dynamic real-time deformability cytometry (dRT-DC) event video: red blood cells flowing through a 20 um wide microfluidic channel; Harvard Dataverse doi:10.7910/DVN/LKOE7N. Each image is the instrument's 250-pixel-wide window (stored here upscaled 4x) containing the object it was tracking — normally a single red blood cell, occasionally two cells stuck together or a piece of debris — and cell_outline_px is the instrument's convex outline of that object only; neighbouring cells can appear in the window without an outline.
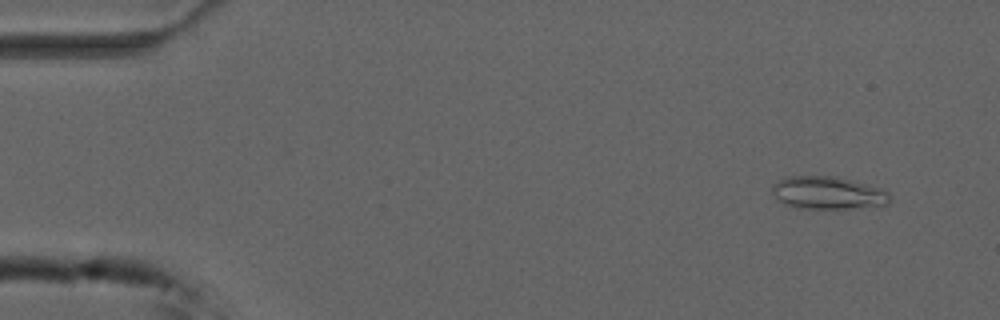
{"species": "common noctule bat (a hibernating species)", "species_latin": "Nyctalus noctula", "temperature_condition": "cold", "stored_images_in_passage": 54, "camera_frame_rate_fps": 3000, "um_per_image_px": 0.085, "animal": {"sex": "male", "forearm_length_mm": 52.5}, "frame": {"image": 1, "passage_image": 4, "time_ms": 1.0, "image_size_px": [1000, 320], "cell_outline_px": [[892, 200], [888, 204], [848, 208], [796, 208], [784, 204], [772, 192], [772, 184], [788, 176], [836, 176], [880, 188], [888, 192]], "centroid_in_image_um": [70.36, 16.39], "position_along_channel_um": 14.6, "area_um2": 22.2}}
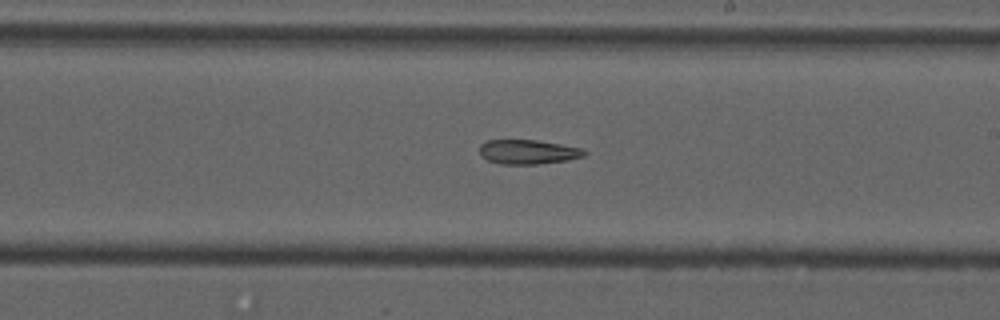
{"frame": {"image": 2, "passage_image": 31, "time_ms": 10.0, "image_size_px": [1000, 320], "cell_outline_px": [[588, 152], [584, 156], [568, 160], [536, 164], [500, 164], [488, 160], [480, 156], [480, 144], [488, 140], [536, 140], [560, 144], [580, 148]], "centroid_in_image_um": [44.86, 12.91], "position_along_channel_um": 244.1, "area_um2": 14.85}}
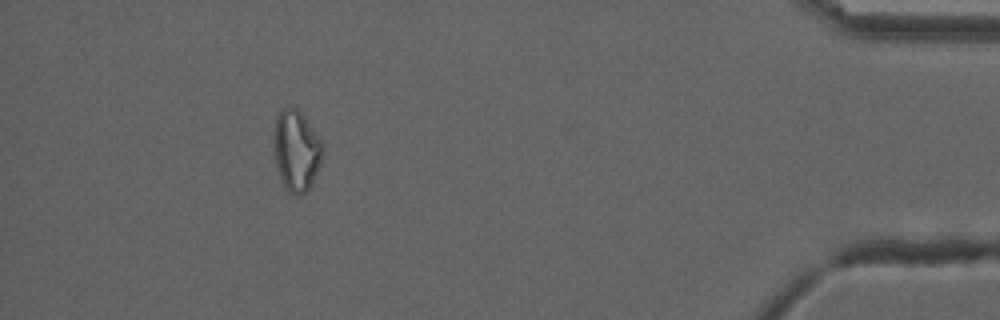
{"frame": {"image": 3, "passage_image": 49, "time_ms": 16.0, "image_size_px": [1000, 320], "cell_outline_px": [[324, 148], [320, 164], [312, 184], [300, 196], [296, 196], [288, 192], [284, 188], [276, 164], [276, 116], [288, 104], [296, 108], [304, 116], [324, 144]], "centroid_in_image_um": [25.23, 12.82], "position_along_channel_um": 410.0, "area_um2": 22.66}, "authors_computed_cell_mechanics": {"area_um2": 19.2185, "velocity_mm_per_s": 3.7487, "shape_relaxation_time_tau1_ms": null, "shape_relaxation_time_tau2_ms": 3.927, "deformation_change_tau1": null, "deformation_change_tau2": 0.125}}